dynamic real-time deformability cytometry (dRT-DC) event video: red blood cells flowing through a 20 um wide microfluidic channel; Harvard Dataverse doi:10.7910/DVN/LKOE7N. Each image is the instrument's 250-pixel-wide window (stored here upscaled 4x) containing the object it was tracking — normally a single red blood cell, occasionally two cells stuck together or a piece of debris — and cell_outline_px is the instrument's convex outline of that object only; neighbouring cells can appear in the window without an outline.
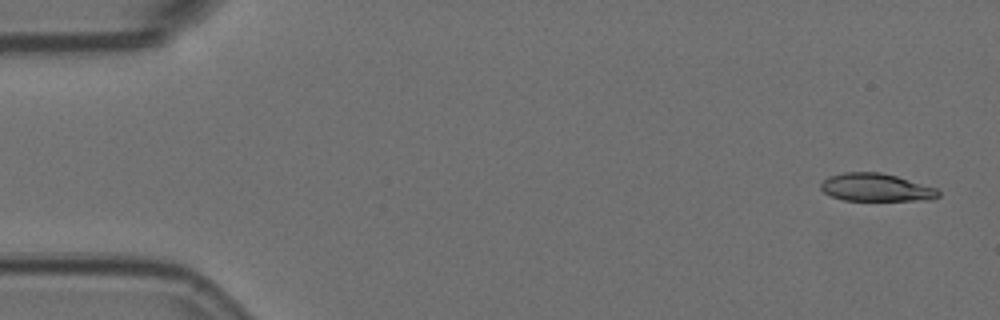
{"species": "Egyptian fruit bat (a non-hibernating species)", "species_latin": "Rousettus aegyptiacus", "temperature_condition": "room temperature", "stored_images_in_passage": 6, "camera_frame_rate_fps": 3000, "um_per_image_px": 0.085, "animal": {"sex": "female"}, "frame": {"image": 1, "passage_image": 1, "time_ms": 0.0, "image_size_px": [1000, 320], "cell_outline_px": [[940, 196], [928, 200], [844, 200], [832, 196], [824, 192], [820, 188], [820, 184], [828, 176], [844, 172], [880, 172], [896, 176], [936, 188], [940, 192]], "centroid_in_image_um": [74.45, 15.93], "position_along_channel_um": 10.6, "area_um2": 18.96}}
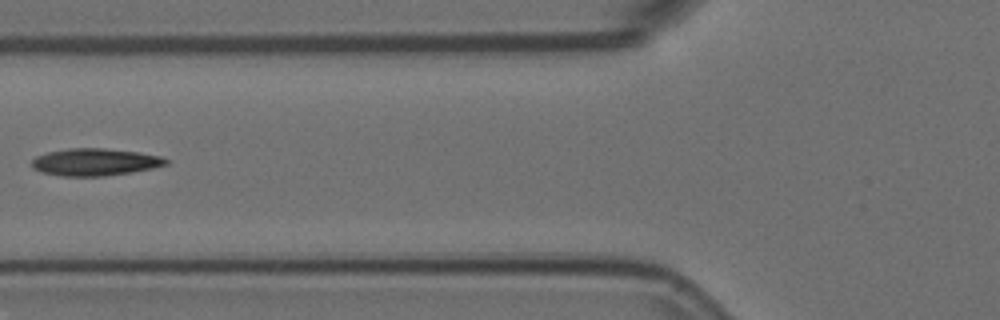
{"frame": {"image": 2, "passage_image": 5, "time_ms": 1.333, "image_size_px": [1000, 320], "cell_outline_px": [[172, 160], [168, 164], [152, 168], [132, 172], [104, 176], [60, 176], [40, 172], [32, 168], [32, 160], [36, 156], [48, 152], [72, 148], [104, 148], [140, 152], [160, 156]], "centroid_in_image_um": [8.1, 13.78], "position_along_channel_um": 117.7, "area_um2": 21.44}}
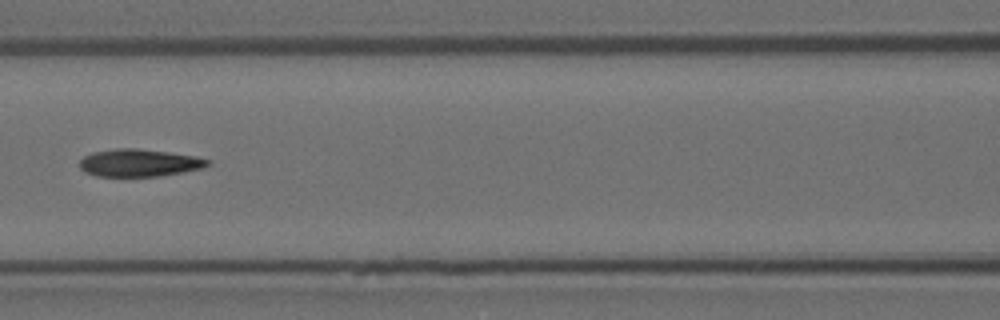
{"frame": {"image": 3, "passage_image": 6, "time_ms": 1.667, "image_size_px": [1000, 320], "cell_outline_px": [[208, 164], [204, 168], [156, 176], [96, 176], [84, 172], [80, 168], [80, 160], [84, 156], [92, 152], [116, 148], [136, 148], [168, 152], [196, 156], [208, 160]], "centroid_in_image_um": [11.78, 13.83], "position_along_channel_um": 154.8, "area_um2": 20.35}}